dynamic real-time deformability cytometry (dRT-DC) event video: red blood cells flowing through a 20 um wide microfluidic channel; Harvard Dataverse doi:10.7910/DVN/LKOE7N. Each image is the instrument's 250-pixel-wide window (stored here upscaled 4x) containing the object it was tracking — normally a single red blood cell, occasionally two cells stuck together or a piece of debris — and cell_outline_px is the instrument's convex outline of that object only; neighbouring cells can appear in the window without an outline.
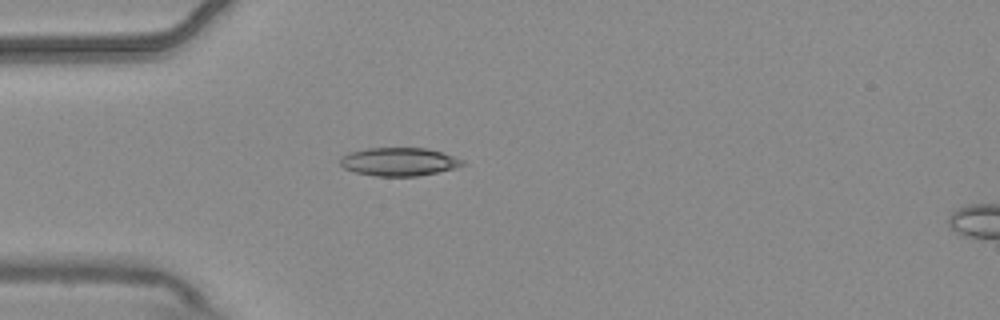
{"species": "common noctule bat (a hibernating species)", "species_latin": "Nyctalus noctula", "temperature_condition": "warm", "stored_images_in_passage": 4, "camera_frame_rate_fps": 3000, "um_per_image_px": 0.085, "animal": {"sex": "male", "body_mass_g": 20.4}, "frame": {"image": 1, "passage_image": 4, "time_ms": 1.0, "image_size_px": [1000, 320], "cell_outline_px": [[464, 164], [456, 168], [416, 176], [376, 176], [356, 172], [344, 168], [340, 164], [340, 156], [348, 152], [368, 148], [424, 148], [444, 152], [464, 160]], "centroid_in_image_um": [33.91, 13.74], "position_along_channel_um": 51.1, "area_um2": 20.17}}